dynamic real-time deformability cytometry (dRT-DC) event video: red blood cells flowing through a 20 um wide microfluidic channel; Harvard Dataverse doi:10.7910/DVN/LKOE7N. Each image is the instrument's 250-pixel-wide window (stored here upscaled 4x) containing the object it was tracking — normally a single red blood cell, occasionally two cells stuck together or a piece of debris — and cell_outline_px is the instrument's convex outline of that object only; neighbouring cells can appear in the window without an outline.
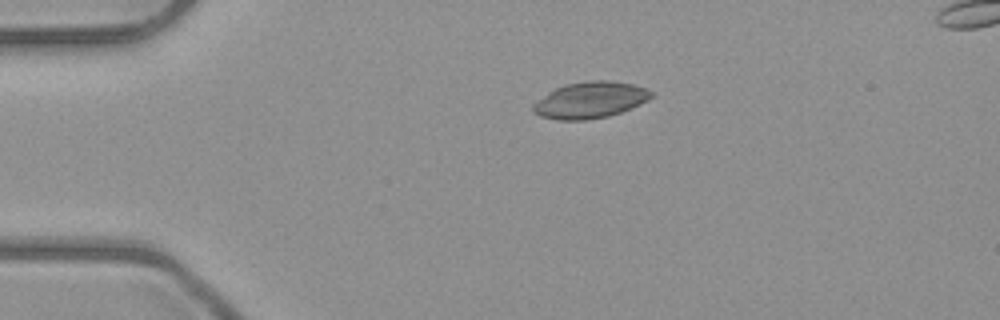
{"species": "common noctule bat (a hibernating species)", "species_latin": "Nyctalus noctula", "temperature_condition": "room temperature", "stored_images_in_passage": 3, "camera_frame_rate_fps": 3000, "um_per_image_px": 0.085, "animal": {"sex": "male", "body_mass_g": 23.1, "forearm_length_mm": 52.7}, "frame": {"image": 1, "passage_image": 1, "time_ms": 0.0, "image_size_px": [1000, 320], "cell_outline_px": [[656, 96], [648, 100], [620, 112], [608, 116], [584, 120], [556, 120], [540, 116], [532, 112], [532, 104], [548, 92], [556, 88], [568, 84], [588, 80], [608, 80], [632, 84], [648, 88]], "centroid_in_image_um": [50.16, 8.5], "position_along_channel_um": 34.8, "area_um2": 25.09}}